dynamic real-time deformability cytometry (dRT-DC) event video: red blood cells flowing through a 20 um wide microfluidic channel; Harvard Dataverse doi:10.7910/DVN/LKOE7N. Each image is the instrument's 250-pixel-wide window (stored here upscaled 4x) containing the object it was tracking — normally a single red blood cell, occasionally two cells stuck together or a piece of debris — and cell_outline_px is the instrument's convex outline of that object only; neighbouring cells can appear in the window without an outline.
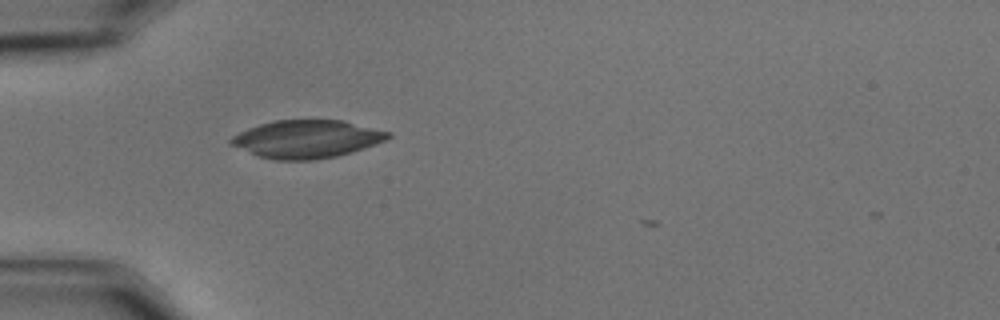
{"species": "common noctule bat (a hibernating species)", "species_latin": "Nyctalus noctula", "temperature_condition": "cold", "stored_images_in_passage": 2, "camera_frame_rate_fps": 3000, "um_per_image_px": 0.085, "animal": {"sex": "male", "body_mass_g": 15.6}, "frame": {"image": 1, "passage_image": 1, "time_ms": 0.0, "image_size_px": [1000, 320], "cell_outline_px": [[392, 136], [376, 144], [352, 152], [336, 156], [316, 160], [276, 160], [260, 156], [232, 144], [228, 140], [232, 136], [248, 128], [260, 124], [276, 120], [344, 120], [392, 132]], "centroid_in_image_um": [26.13, 11.81], "position_along_channel_um": 58.9, "area_um2": 34.51}}